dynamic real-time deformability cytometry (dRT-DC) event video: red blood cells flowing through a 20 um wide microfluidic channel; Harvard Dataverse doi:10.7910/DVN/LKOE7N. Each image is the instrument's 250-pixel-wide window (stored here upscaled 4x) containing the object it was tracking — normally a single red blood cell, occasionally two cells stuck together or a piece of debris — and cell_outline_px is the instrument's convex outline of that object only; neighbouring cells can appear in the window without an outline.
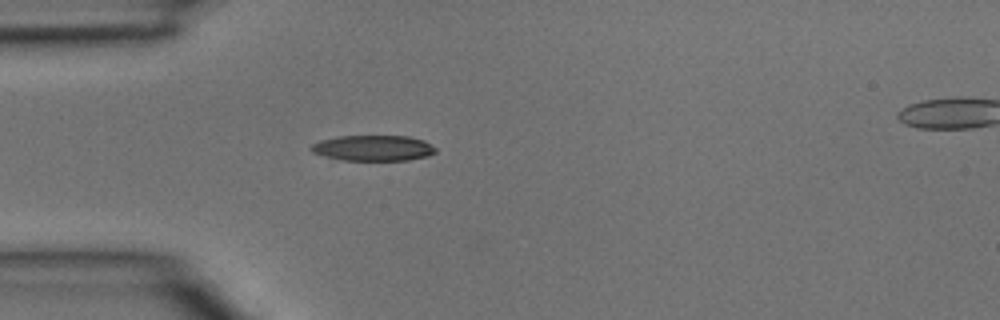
{"species": "common noctule bat (a hibernating species)", "species_latin": "Nyctalus noctula", "temperature_condition": "room temperature", "stored_images_in_passage": 5, "segment_of_instrument_passage": [1, 2], "camera_frame_rate_fps": 3000, "um_per_image_px": 0.085, "animal": {"sex": "male", "body_mass_g": 15.6}, "frame": {"image": 1, "passage_image": 4, "time_ms": 1.0, "image_size_px": [1000, 320], "cell_outline_px": [[436, 152], [428, 156], [408, 160], [344, 160], [324, 156], [312, 152], [308, 148], [312, 144], [320, 140], [340, 136], [408, 136], [424, 140], [436, 148]], "centroid_in_image_um": [31.72, 12.58], "position_along_channel_um": 53.3, "area_um2": 18.61}}